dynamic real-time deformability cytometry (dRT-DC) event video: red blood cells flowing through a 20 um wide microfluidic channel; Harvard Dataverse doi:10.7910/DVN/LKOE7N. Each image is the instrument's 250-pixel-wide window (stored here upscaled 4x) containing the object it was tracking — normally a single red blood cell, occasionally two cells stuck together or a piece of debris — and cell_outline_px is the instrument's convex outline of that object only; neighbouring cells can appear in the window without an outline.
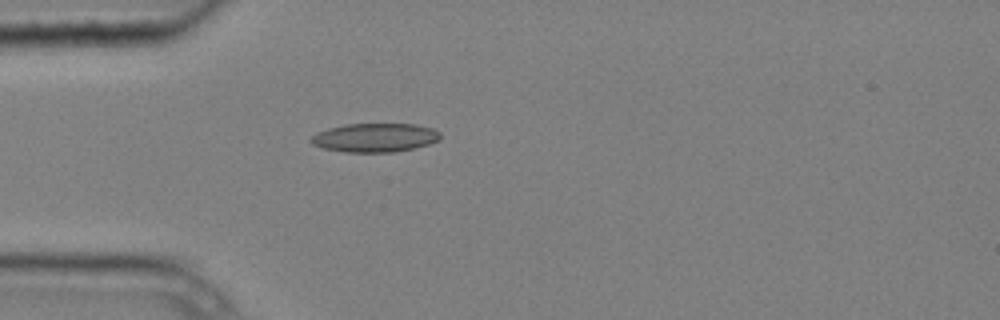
{"species": "common noctule bat (a hibernating species)", "species_latin": "Nyctalus noctula", "temperature_condition": "cold", "stored_images_in_passage": 3, "camera_frame_rate_fps": 3000, "um_per_image_px": 0.085, "animal": {"sex": "male", "body_mass_g": 20.4}, "frame": {"image": 1, "passage_image": 3, "time_ms": 0.667, "image_size_px": [1000, 320], "cell_outline_px": [[440, 140], [416, 148], [396, 152], [344, 152], [324, 148], [312, 144], [308, 140], [316, 132], [328, 128], [344, 124], [412, 124], [432, 128], [440, 132]], "centroid_in_image_um": [31.85, 11.7], "position_along_channel_um": 53.1, "area_um2": 21.85}}